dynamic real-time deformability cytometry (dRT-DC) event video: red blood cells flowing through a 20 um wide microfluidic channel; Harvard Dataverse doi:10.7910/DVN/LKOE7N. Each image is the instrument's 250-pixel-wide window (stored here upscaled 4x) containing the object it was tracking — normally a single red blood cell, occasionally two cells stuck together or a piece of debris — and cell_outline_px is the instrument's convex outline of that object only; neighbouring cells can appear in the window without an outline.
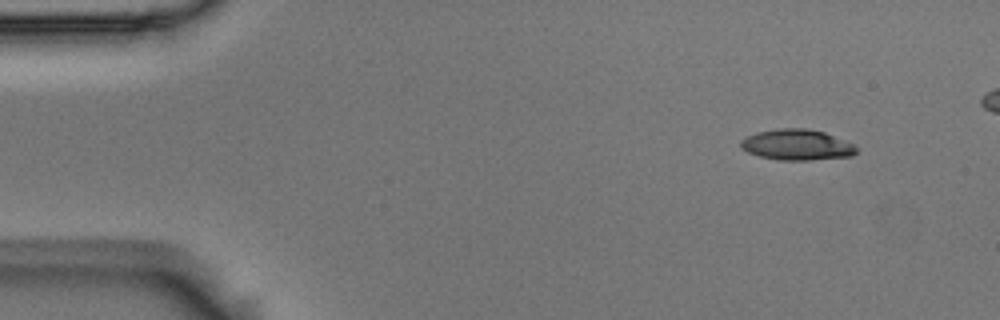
{"species": "Egyptian fruit bat (a non-hibernating species)", "species_latin": "Rousettus aegyptiacus", "temperature_condition": "room temperature", "stored_images_in_passage": 5, "camera_frame_rate_fps": 3000, "um_per_image_px": 0.085, "animal": {"sex": "male"}, "frame": {"image": 1, "passage_image": 1, "time_ms": 0.0, "image_size_px": [1000, 320], "cell_outline_px": [[860, 148], [852, 156], [812, 160], [780, 160], [760, 156], [748, 152], [740, 148], [740, 140], [756, 132], [780, 128], [808, 128], [824, 132], [852, 144]], "centroid_in_image_um": [67.73, 12.31], "position_along_channel_um": 17.3, "area_um2": 20.75}}